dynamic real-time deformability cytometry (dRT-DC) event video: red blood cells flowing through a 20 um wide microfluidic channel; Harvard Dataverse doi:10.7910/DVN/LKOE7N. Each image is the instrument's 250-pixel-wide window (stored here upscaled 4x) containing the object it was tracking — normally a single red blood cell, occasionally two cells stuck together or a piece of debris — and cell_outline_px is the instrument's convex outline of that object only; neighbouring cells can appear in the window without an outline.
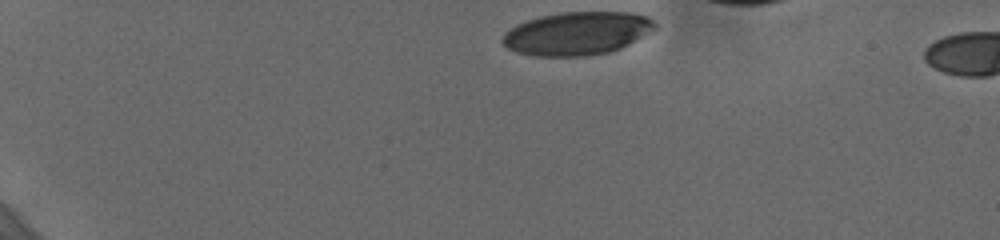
{"species": "human", "species_latin": "Homo sapiens", "temperature_condition": "cold", "stored_images_in_passage": 5, "camera_frame_rate_fps": 3000, "um_per_image_px": 0.085, "donor": {"sex": "female"}, "frame": {"image": 1, "passage_image": 1, "time_ms": 0.0, "image_size_px": [1000, 240], "cell_outline_px": [[656, 28], [628, 44], [620, 48], [608, 52], [588, 56], [536, 56], [516, 52], [508, 48], [500, 40], [504, 32], [516, 24], [540, 16], [564, 12], [636, 12], [648, 16], [656, 24]], "centroid_in_image_um": [49.03, 2.83], "position_along_channel_um": 36.0, "area_um2": 38.38}}